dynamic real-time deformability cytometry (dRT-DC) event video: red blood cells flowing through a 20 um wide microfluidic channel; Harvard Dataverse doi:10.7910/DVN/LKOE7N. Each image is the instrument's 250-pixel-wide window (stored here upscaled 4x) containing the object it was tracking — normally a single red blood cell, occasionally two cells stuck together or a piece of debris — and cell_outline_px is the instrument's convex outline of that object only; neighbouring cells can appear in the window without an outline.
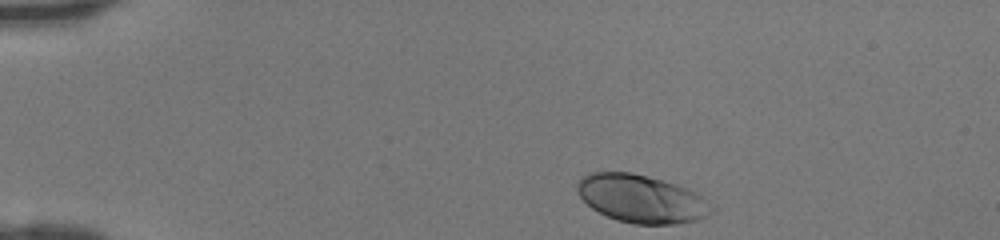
{"species": "human", "species_latin": "Homo sapiens", "temperature_condition": "room temperature", "stored_images_in_passage": 34, "camera_frame_rate_fps": 3000, "um_per_image_px": 0.085, "donor": {"sex": "female"}, "frame": {"image": 1, "passage_image": 1, "time_ms": 0.0, "image_size_px": [1000, 240], "cell_outline_px": [[716, 212], [708, 216], [696, 220], [672, 224], [636, 224], [616, 220], [592, 208], [576, 192], [576, 184], [588, 172], [632, 172], [648, 176], [676, 184], [704, 196], [716, 204]], "centroid_in_image_um": [54.59, 16.9], "position_along_channel_um": 30.4, "area_um2": 37.92}}
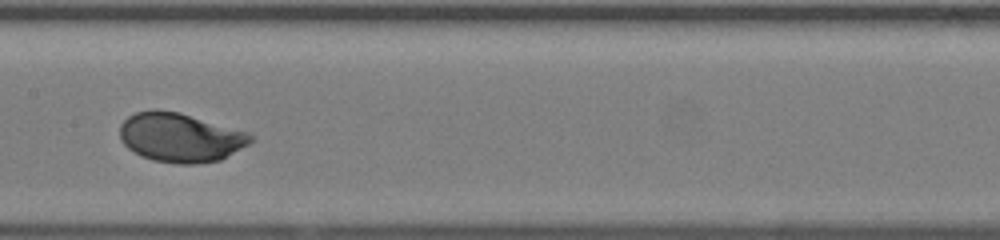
{"frame": {"image": 2, "passage_image": 17, "time_ms": 5.333, "image_size_px": [1000, 240], "cell_outline_px": [[252, 140], [248, 144], [220, 160], [196, 164], [176, 164], [152, 160], [128, 148], [120, 140], [120, 124], [128, 116], [136, 112], [156, 108], [180, 112], [248, 132], [252, 136]], "centroid_in_image_um": [15.3, 11.67], "position_along_channel_um": 192.1, "area_um2": 37.45}}
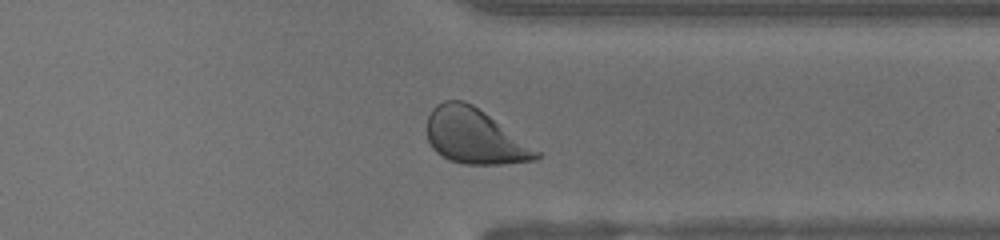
{"frame": {"image": 3, "passage_image": 29, "time_ms": 9.333, "image_size_px": [1000, 240], "cell_outline_px": [[540, 156], [536, 160], [500, 164], [464, 164], [448, 160], [440, 156], [432, 148], [428, 140], [428, 116], [432, 108], [436, 104], [444, 100], [464, 100], [472, 104], [484, 112], [540, 152]], "centroid_in_image_um": [40.3, 11.59], "position_along_channel_um": 371.1, "area_um2": 34.85}}